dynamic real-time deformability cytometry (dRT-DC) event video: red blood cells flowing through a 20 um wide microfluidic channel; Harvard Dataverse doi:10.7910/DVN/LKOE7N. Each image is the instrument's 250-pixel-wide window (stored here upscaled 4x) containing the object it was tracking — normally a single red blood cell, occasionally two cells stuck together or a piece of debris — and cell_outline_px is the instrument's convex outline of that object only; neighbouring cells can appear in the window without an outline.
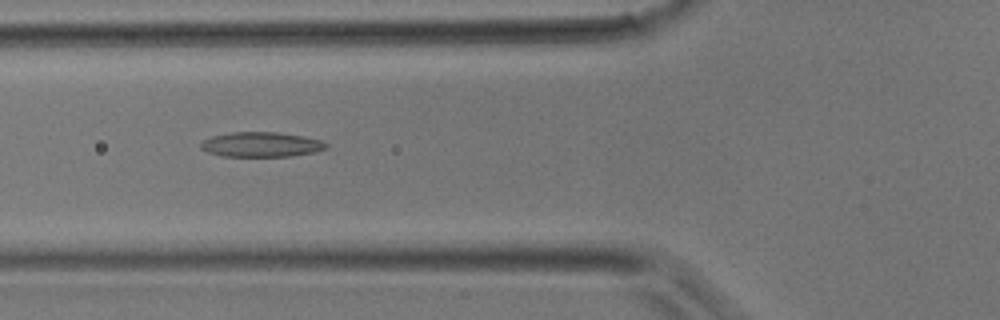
{"species": "common noctule bat (a hibernating species)", "species_latin": "Nyctalus noctula", "temperature_condition": "room temperature", "stored_images_in_passage": 39, "camera_frame_rate_fps": 3000, "um_per_image_px": 0.085, "animal": {"sex": "male", "body_mass_g": 17.9}, "frame": {"image": 1, "passage_image": 14, "time_ms": 4.333, "image_size_px": [1000, 320], "cell_outline_px": [[328, 148], [312, 152], [292, 156], [220, 156], [208, 152], [200, 148], [200, 144], [204, 140], [212, 136], [232, 132], [276, 132], [300, 136], [320, 140], [328, 144]], "centroid_in_image_um": [22.17, 12.28], "position_along_channel_um": 103.6, "area_um2": 17.98}}
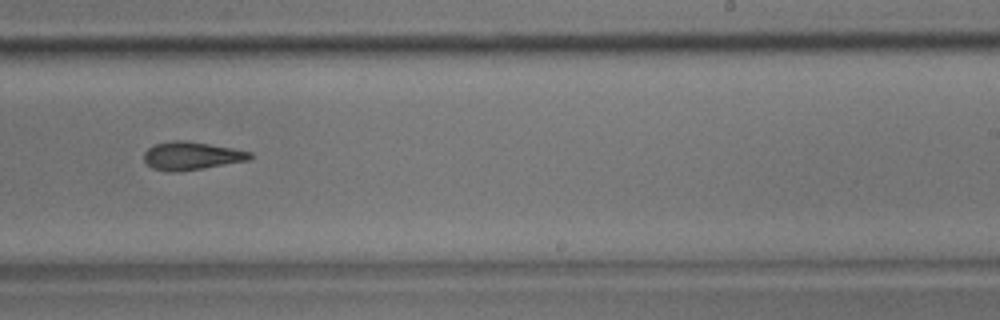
{"frame": {"image": 2, "passage_image": 24, "time_ms": 7.667, "image_size_px": [1000, 320], "cell_outline_px": [[252, 156], [248, 160], [176, 172], [168, 172], [152, 168], [144, 160], [144, 152], [148, 148], [156, 144], [172, 140], [184, 140], [232, 148], [252, 152]], "centroid_in_image_um": [16.24, 13.24], "position_along_channel_um": 272.8, "area_um2": 17.05}}
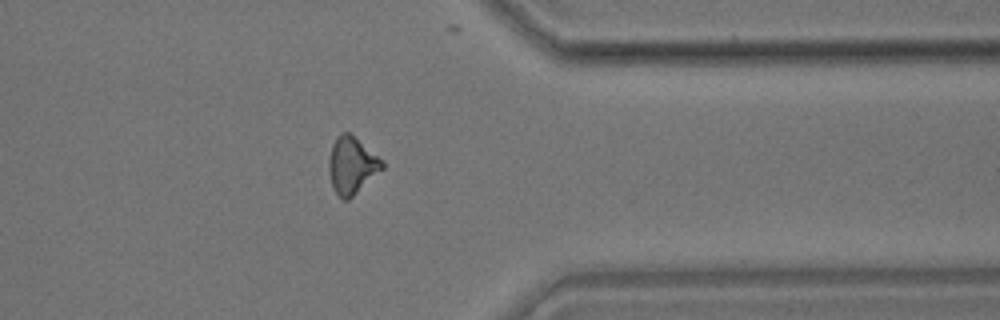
{"frame": {"image": 3, "passage_image": 31, "time_ms": 10.0, "image_size_px": [1000, 320], "cell_outline_px": [[384, 168], [348, 200], [344, 200], [332, 188], [328, 168], [328, 160], [332, 144], [336, 136], [340, 132], [348, 132], [384, 160]], "centroid_in_image_um": [29.89, 14.04], "position_along_channel_um": 381.5, "area_um2": 17.69}}